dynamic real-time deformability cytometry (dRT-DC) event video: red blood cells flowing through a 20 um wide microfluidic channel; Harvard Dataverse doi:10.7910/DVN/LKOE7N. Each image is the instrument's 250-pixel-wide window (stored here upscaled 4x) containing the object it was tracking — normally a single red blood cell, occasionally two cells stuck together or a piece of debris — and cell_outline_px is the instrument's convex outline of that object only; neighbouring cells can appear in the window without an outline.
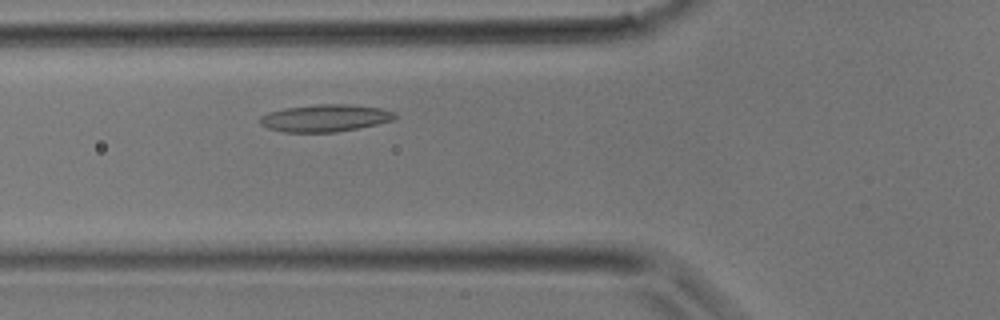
{"species": "common noctule bat (a hibernating species)", "species_latin": "Nyctalus noctula", "temperature_condition": "room temperature", "stored_images_in_passage": 28, "camera_frame_rate_fps": 3000, "um_per_image_px": 0.085, "animal": {"sex": "male", "body_mass_g": 17.9}, "frame": {"image": 1, "passage_image": 5, "time_ms": 1.333, "image_size_px": [1000, 320], "cell_outline_px": [[396, 116], [392, 120], [376, 124], [336, 132], [280, 132], [268, 128], [260, 124], [260, 116], [268, 112], [284, 108], [320, 104], [348, 104], [380, 108], [396, 112]], "centroid_in_image_um": [27.6, 10.03], "position_along_channel_um": 98.2, "area_um2": 21.33}}
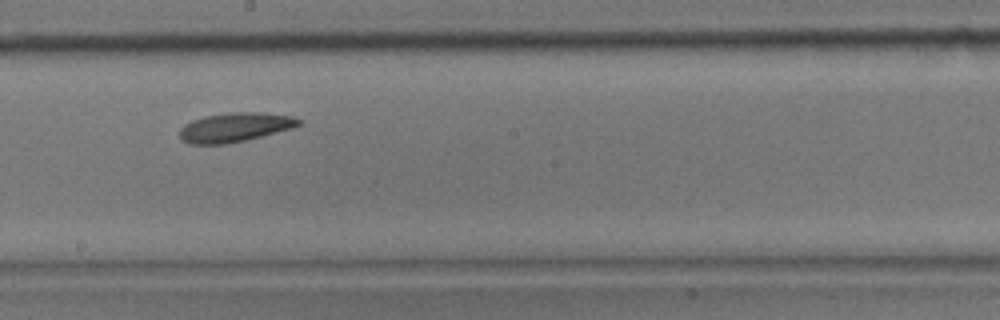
{"frame": {"image": 2, "passage_image": 12, "time_ms": 3.667, "image_size_px": [1000, 320], "cell_outline_px": [[304, 120], [300, 124], [292, 128], [244, 140], [224, 144], [188, 144], [180, 140], [180, 128], [184, 124], [192, 120], [204, 116], [228, 112], [260, 112], [296, 116]], "centroid_in_image_um": [19.96, 10.8], "position_along_channel_um": 228.2, "area_um2": 20.4}}
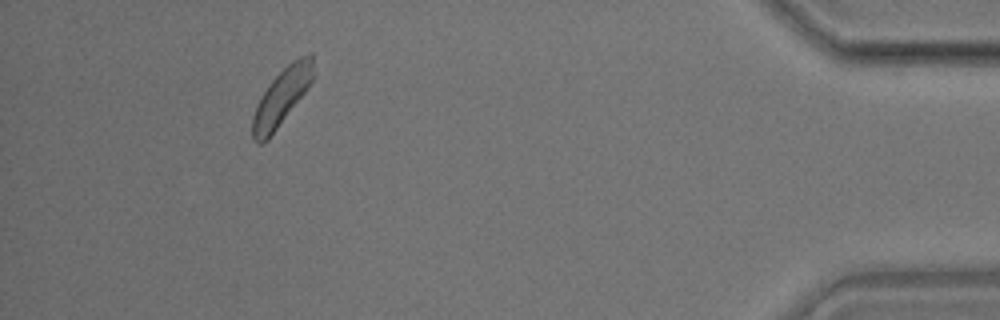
{"frame": {"image": 3, "passage_image": 25, "time_ms": 8.0, "image_size_px": [1000, 320], "cell_outline_px": [[312, 80], [308, 88], [268, 140], [260, 144], [256, 144], [252, 140], [252, 116], [268, 84], [292, 60], [308, 52], [312, 52]], "centroid_in_image_um": [23.92, 8.27], "position_along_channel_um": 411.3, "area_um2": 19.83}}